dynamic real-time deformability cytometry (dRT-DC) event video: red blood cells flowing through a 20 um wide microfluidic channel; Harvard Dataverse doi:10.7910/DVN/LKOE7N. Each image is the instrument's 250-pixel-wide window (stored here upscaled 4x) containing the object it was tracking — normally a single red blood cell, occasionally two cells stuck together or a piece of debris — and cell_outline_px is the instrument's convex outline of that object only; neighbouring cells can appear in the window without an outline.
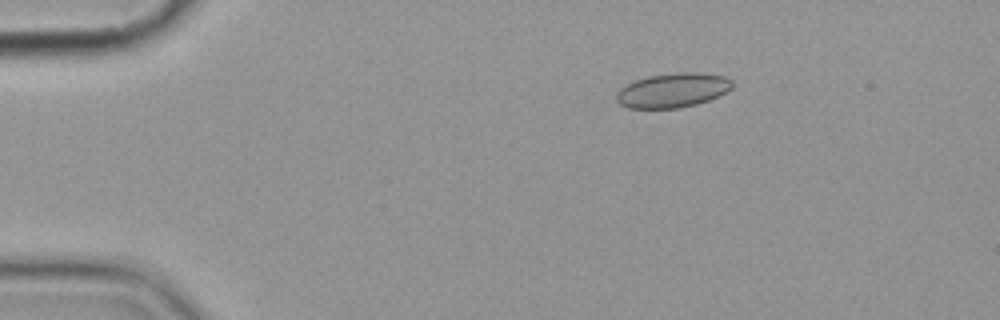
{"species": "common noctule bat (a hibernating species)", "species_latin": "Nyctalus noctula", "temperature_condition": "cold", "stored_images_in_passage": 5, "camera_frame_rate_fps": 3000, "um_per_image_px": 0.085, "animal": {"sex": "female", "body_mass_g": 19.9}, "frame": {"image": 1, "passage_image": 3, "time_ms": 2.333, "image_size_px": [1000, 320], "cell_outline_px": [[732, 88], [708, 100], [696, 104], [680, 108], [628, 108], [620, 104], [616, 100], [616, 92], [620, 88], [636, 80], [648, 76], [676, 72], [700, 72], [724, 76], [732, 80]], "centroid_in_image_um": [57.16, 7.67], "position_along_channel_um": 27.8, "area_um2": 23.18}}